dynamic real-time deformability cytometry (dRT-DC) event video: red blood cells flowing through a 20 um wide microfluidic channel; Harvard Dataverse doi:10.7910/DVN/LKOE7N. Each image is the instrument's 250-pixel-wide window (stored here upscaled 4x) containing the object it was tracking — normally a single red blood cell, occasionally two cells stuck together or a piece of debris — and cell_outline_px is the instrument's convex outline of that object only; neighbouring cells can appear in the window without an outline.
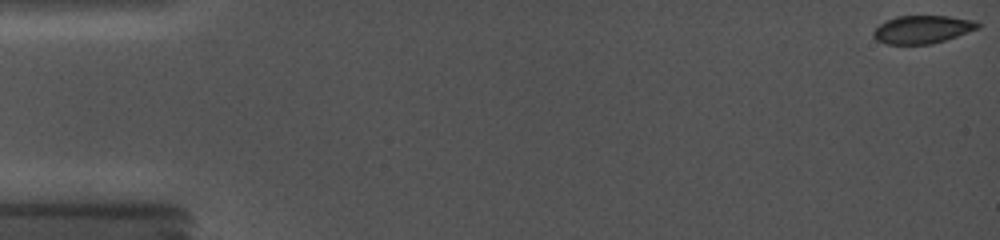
{"species": "common noctule bat (a hibernating species)", "species_latin": "Nyctalus noctula", "temperature_condition": "cold", "stored_images_in_passage": 2, "camera_frame_rate_fps": 5000, "um_per_image_px": 0.085, "animal": {"sex": "female", "body_mass_g": 19.0, "forearm_length_mm": 56.7}, "frame": {"image": 1, "passage_image": 1, "time_ms": 0.0, "image_size_px": [1000, 240], "cell_outline_px": [[980, 28], [932, 44], [884, 44], [876, 40], [872, 36], [872, 32], [880, 24], [896, 16], [948, 16], [972, 20], [980, 24]], "centroid_in_image_um": [78.37, 2.51], "position_along_channel_um": 6.6, "area_um2": 16.94}}